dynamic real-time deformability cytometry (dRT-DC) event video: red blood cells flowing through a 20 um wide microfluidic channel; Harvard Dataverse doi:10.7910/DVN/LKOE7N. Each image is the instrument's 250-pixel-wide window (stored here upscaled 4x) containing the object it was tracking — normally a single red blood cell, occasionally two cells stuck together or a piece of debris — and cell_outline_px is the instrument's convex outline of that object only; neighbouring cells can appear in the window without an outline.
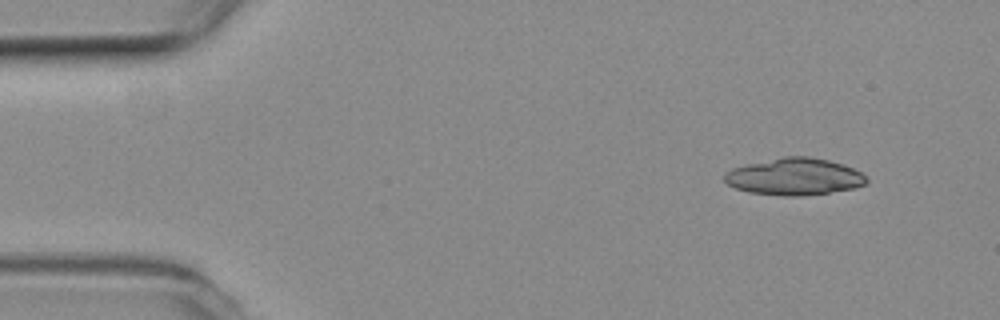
{"species": "common noctule bat (a hibernating species)", "species_latin": "Nyctalus noctula", "temperature_condition": "room temperature", "stored_images_in_passage": 4, "camera_frame_rate_fps": 3000, "um_per_image_px": 0.085, "animal": {"sex": "female", "body_mass_g": 19.3, "forearm_length_mm": 54.1}, "frame": {"image": 1, "passage_image": 1, "time_ms": 0.0, "image_size_px": [1000, 320], "cell_outline_px": [[868, 180], [864, 184], [852, 188], [804, 196], [784, 196], [748, 192], [736, 188], [728, 184], [724, 180], [724, 172], [732, 168], [748, 164], [784, 156], [808, 156], [828, 160], [844, 164], [860, 172]], "centroid_in_image_um": [67.49, 15.01], "position_along_channel_um": 17.5, "area_um2": 30.4}}